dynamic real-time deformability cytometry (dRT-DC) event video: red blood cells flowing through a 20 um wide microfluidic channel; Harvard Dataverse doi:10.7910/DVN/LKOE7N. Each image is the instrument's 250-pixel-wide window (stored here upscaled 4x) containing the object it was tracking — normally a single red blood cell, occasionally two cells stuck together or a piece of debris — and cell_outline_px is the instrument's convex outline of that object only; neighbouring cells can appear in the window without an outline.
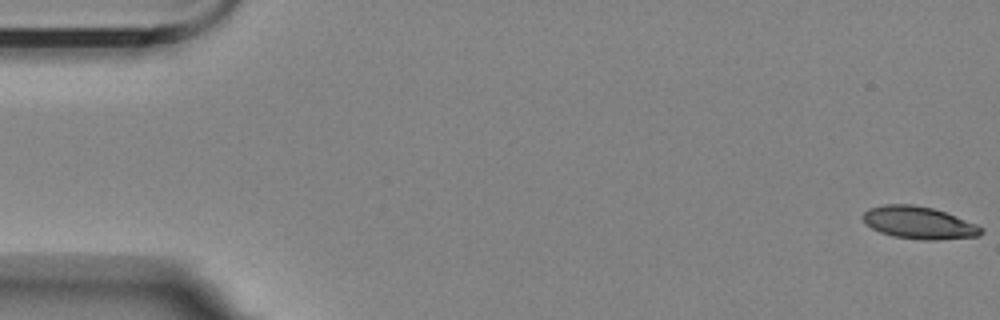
{"species": "Egyptian fruit bat (a non-hibernating species)", "species_latin": "Rousettus aegyptiacus", "temperature_condition": "room temperature", "stored_images_in_passage": 3, "camera_frame_rate_fps": 3000, "um_per_image_px": 0.085, "animal": {"sex": "female"}, "frame": {"image": 1, "passage_image": 1, "time_ms": 0.0, "image_size_px": [1000, 320], "cell_outline_px": [[984, 232], [980, 236], [936, 240], [924, 240], [892, 236], [880, 232], [872, 228], [860, 216], [868, 208], [884, 204], [912, 204], [932, 208], [944, 212], [976, 224], [984, 228]], "centroid_in_image_um": [78.1, 18.93], "position_along_channel_um": 6.9, "area_um2": 22.31}}